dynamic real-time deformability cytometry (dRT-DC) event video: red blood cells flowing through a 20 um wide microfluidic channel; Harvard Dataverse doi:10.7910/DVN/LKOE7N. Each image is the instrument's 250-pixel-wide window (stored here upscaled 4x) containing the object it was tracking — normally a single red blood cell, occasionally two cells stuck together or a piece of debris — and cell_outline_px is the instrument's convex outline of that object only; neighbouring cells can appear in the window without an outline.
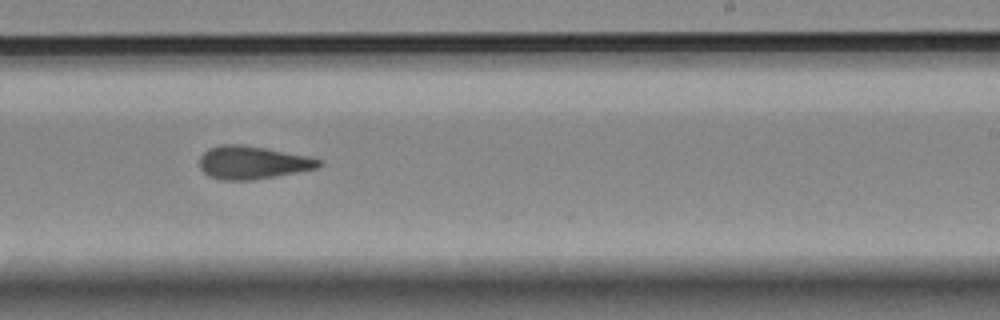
{"species": "Egyptian fruit bat (a non-hibernating species)", "species_latin": "Rousettus aegyptiacus", "temperature_condition": "room temperature", "stored_images_in_passage": 9, "camera_frame_rate_fps": 3000, "um_per_image_px": 0.085, "animal": {"sex": "female"}, "frame": {"image": 1, "passage_image": 9, "time_ms": 9.667, "image_size_px": [1000, 320], "cell_outline_px": [[324, 164], [316, 168], [296, 172], [252, 180], [220, 180], [208, 176], [200, 168], [200, 156], [208, 148], [220, 144], [240, 144], [264, 148], [308, 156], [324, 160]], "centroid_in_image_um": [21.45, 13.81], "position_along_channel_um": 267.5, "area_um2": 22.95}}